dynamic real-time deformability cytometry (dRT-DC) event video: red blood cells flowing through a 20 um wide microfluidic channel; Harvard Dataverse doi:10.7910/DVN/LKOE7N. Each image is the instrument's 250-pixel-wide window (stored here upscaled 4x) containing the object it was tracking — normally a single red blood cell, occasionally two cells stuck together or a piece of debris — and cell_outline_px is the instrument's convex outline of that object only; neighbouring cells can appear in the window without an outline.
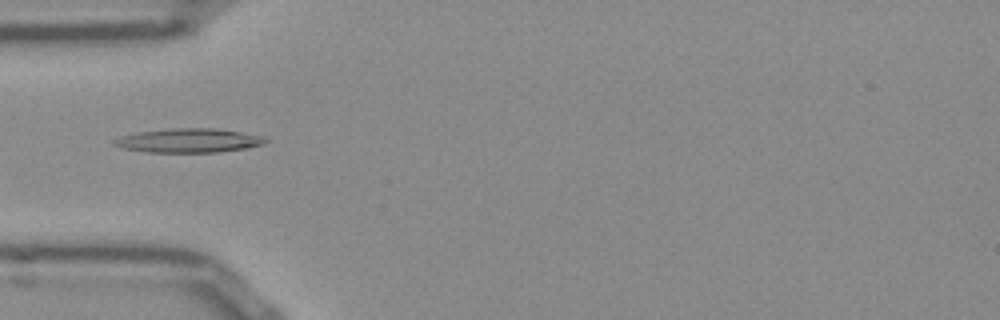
{"species": "Egyptian fruit bat (a non-hibernating species)", "species_latin": "Rousettus aegyptiacus", "temperature_condition": "room temperature", "stored_images_in_passage": 41, "camera_frame_rate_fps": 3000, "um_per_image_px": 0.085, "frame": {"image": 1, "passage_image": 5, "time_ms": 1.333, "image_size_px": [1000, 320], "cell_outline_px": [[268, 140], [264, 144], [248, 148], [220, 152], [148, 152], [124, 148], [112, 144], [112, 140], [120, 136], [136, 132], [172, 128], [216, 128], [264, 136]], "centroid_in_image_um": [16.05, 11.94], "position_along_channel_um": 68.9, "area_um2": 21.33}}
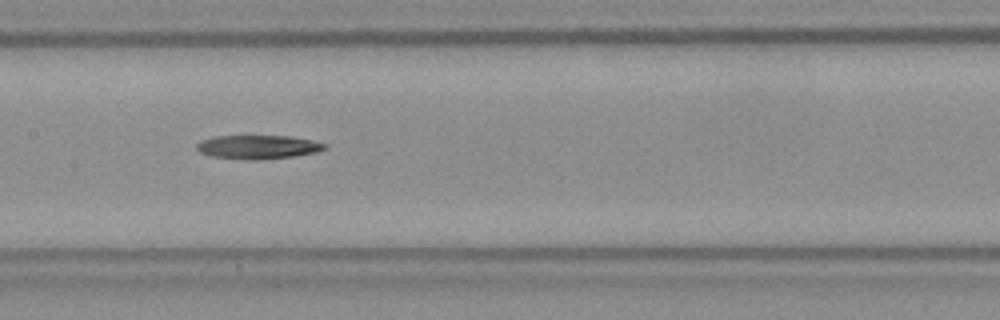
{"frame": {"image": 2, "passage_image": 14, "time_ms": 4.333, "image_size_px": [1000, 320], "cell_outline_px": [[328, 148], [316, 152], [296, 156], [260, 160], [252, 160], [212, 156], [200, 152], [196, 148], [196, 144], [204, 140], [216, 136], [288, 136], [312, 140], [324, 144]], "centroid_in_image_um": [21.95, 12.5], "position_along_channel_um": 185.4, "area_um2": 17.57}}
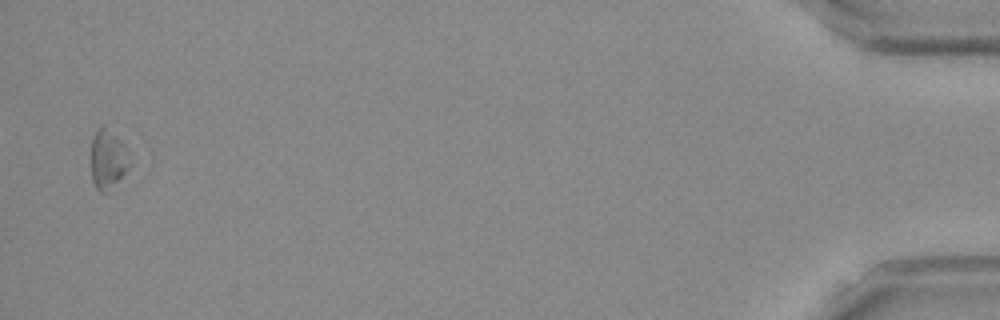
{"frame": {"image": 3, "passage_image": 40, "time_ms": 13.0, "image_size_px": [1000, 320], "cell_outline_px": [[132, 164], [104, 192], [100, 192], [96, 188], [92, 180], [92, 140], [100, 124], [104, 124], [124, 144], [128, 152]], "centroid_in_image_um": [9.18, 13.47], "position_along_channel_um": 426.0, "area_um2": 12.95}}